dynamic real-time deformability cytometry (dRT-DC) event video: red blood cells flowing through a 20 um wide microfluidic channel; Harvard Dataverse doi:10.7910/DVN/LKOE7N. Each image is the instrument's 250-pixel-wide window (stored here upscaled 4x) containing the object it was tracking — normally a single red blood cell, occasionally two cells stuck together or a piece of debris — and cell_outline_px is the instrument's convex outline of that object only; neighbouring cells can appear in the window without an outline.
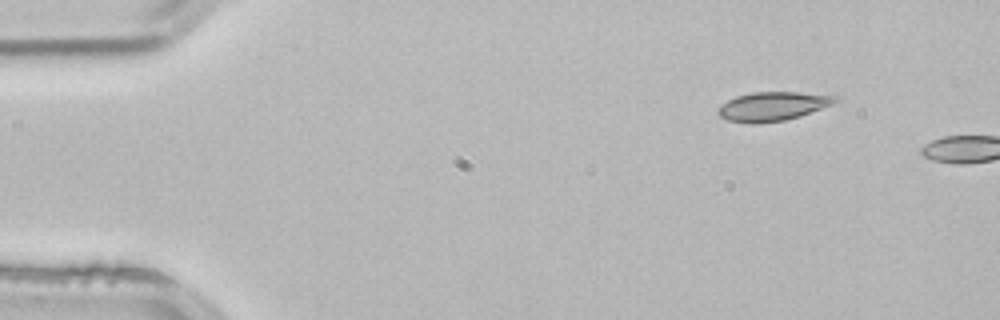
{"species": "common noctule bat (a hibernating species)", "species_latin": "Nyctalus noctula", "temperature_condition": "room temperature", "stored_images_in_passage": 2, "camera_frame_rate_fps": 3000, "um_per_image_px": 0.085, "animal": {"sex": "male", "body_mass_g": 21.5, "forearm_length_mm": 52.0}, "frame": {"image": 1, "passage_image": 1, "time_ms": 0.0, "image_size_px": [1000, 320], "cell_outline_px": [[840, 100], [832, 104], [800, 116], [784, 120], [756, 124], [752, 124], [728, 120], [720, 116], [716, 112], [728, 100], [736, 96], [752, 92], [796, 92], [840, 96]], "centroid_in_image_um": [65.7, 9.03], "position_along_channel_um": 19.3, "area_um2": 19.65}}